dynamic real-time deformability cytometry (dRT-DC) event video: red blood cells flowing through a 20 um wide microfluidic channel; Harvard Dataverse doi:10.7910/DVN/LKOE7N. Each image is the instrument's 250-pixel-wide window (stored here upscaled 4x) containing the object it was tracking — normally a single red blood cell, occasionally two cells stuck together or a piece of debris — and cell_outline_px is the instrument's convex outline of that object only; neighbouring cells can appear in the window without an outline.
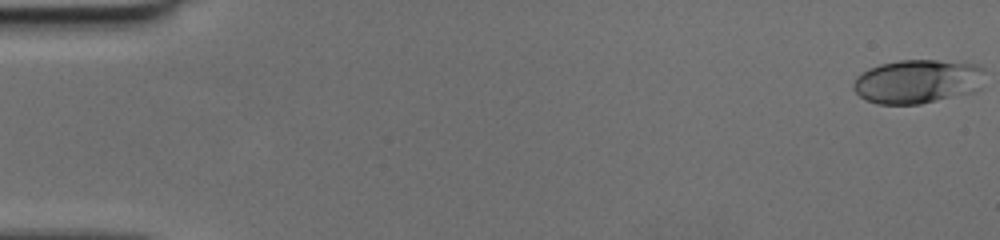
{"species": "human", "species_latin": "Homo sapiens", "temperature_condition": "cold", "stored_images_in_passage": 46, "camera_frame_rate_fps": 3000, "um_per_image_px": 0.085, "donor": {"sex": "female"}, "frame": {"image": 1, "passage_image": 1, "time_ms": 0.0, "image_size_px": [1000, 240], "cell_outline_px": [[984, 68], [980, 88], [976, 92], [920, 104], [876, 104], [860, 96], [852, 88], [852, 84], [856, 76], [860, 72], [868, 68], [880, 64], [900, 60], [936, 60], [976, 64]], "centroid_in_image_um": [77.97, 6.92], "position_along_channel_um": 7.0, "area_um2": 33.93}}
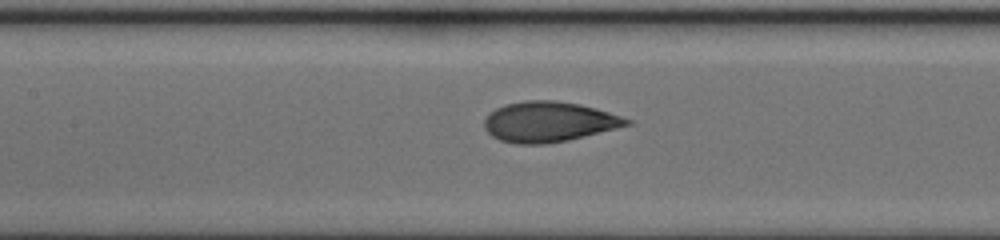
{"frame": {"image": 2, "passage_image": 24, "time_ms": 7.667, "image_size_px": [1000, 240], "cell_outline_px": [[632, 124], [568, 140], [544, 144], [516, 144], [500, 140], [492, 136], [484, 128], [484, 120], [496, 108], [504, 104], [524, 100], [556, 100], [580, 104], [596, 108], [632, 120]], "centroid_in_image_um": [46.63, 10.35], "position_along_channel_um": 160.8, "area_um2": 33.35}}
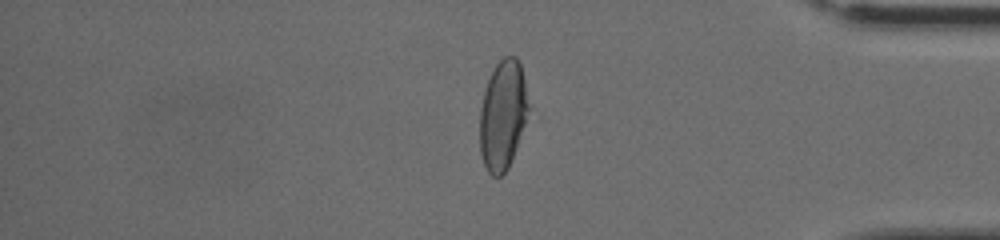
{"frame": {"image": 3, "passage_image": 42, "time_ms": 13.667, "image_size_px": [1000, 240], "cell_outline_px": [[528, 108], [524, 124], [516, 148], [508, 168], [500, 176], [492, 176], [488, 172], [480, 156], [480, 108], [484, 88], [496, 64], [504, 56], [516, 56], [520, 64], [524, 80], [528, 104]], "centroid_in_image_um": [42.7, 9.78], "position_along_channel_um": 392.5, "area_um2": 30.75}}